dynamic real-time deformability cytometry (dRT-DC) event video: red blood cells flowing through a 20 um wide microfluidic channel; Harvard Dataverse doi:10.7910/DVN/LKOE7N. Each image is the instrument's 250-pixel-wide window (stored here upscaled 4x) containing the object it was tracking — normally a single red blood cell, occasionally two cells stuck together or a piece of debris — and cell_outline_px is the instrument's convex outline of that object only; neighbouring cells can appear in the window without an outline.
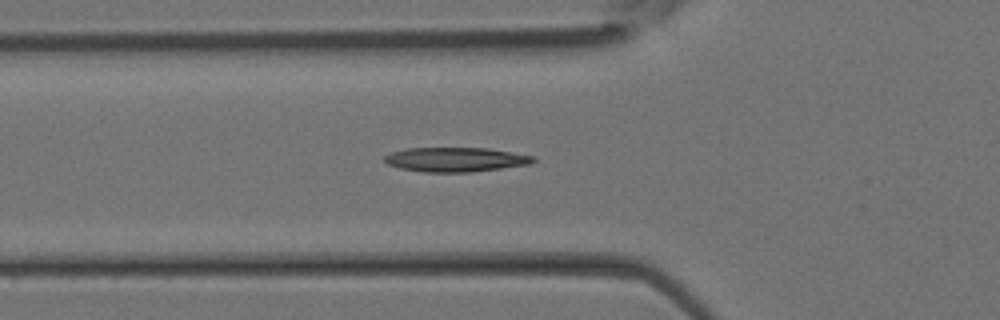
{"species": "Egyptian fruit bat (a non-hibernating species)", "species_latin": "Rousettus aegyptiacus", "temperature_condition": "room temperature", "stored_images_in_passage": 36, "camera_frame_rate_fps": 3000, "um_per_image_px": 0.085, "animal": {"sex": "female"}, "frame": {"image": 1, "passage_image": 12, "time_ms": 3.667, "image_size_px": [1000, 320], "cell_outline_px": [[536, 160], [532, 164], [472, 172], [424, 172], [400, 168], [388, 164], [384, 160], [384, 156], [392, 152], [408, 148], [488, 148], [536, 156]], "centroid_in_image_um": [38.78, 13.56], "position_along_channel_um": 87.0, "area_um2": 21.21}}
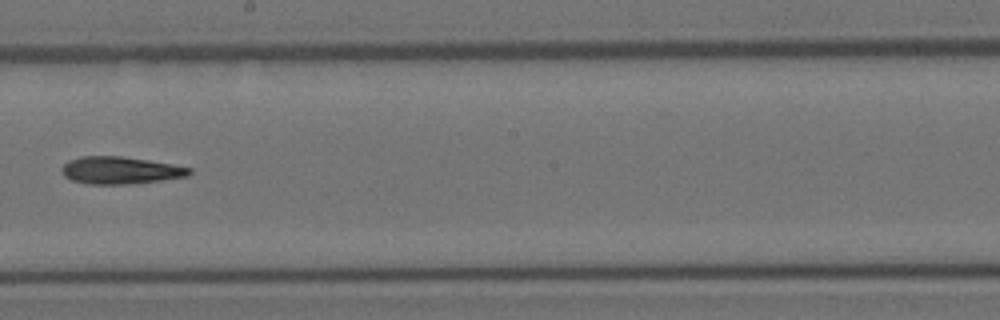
{"frame": {"image": 2, "passage_image": 20, "time_ms": 6.333, "image_size_px": [1000, 320], "cell_outline_px": [[192, 172], [188, 176], [160, 180], [128, 184], [88, 184], [72, 180], [64, 176], [60, 172], [60, 168], [68, 160], [80, 156], [120, 156], [148, 160], [172, 164], [192, 168]], "centroid_in_image_um": [10.19, 14.47], "position_along_channel_um": 238.0, "area_um2": 20.35}}
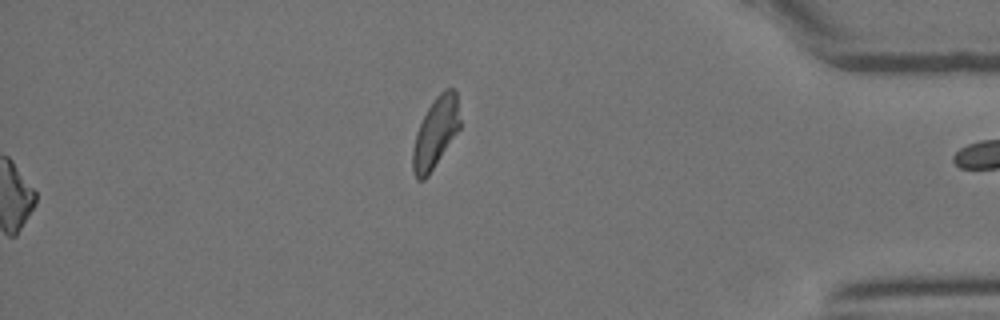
{"frame": {"image": 3, "passage_image": 36, "time_ms": 11.667, "image_size_px": [1000, 320], "cell_outline_px": [[460, 128], [428, 176], [424, 180], [416, 180], [412, 172], [412, 152], [416, 132], [428, 108], [436, 96], [444, 88], [452, 88], [456, 92], [460, 120]], "centroid_in_image_um": [37.01, 11.3], "position_along_channel_um": 398.2, "area_um2": 19.31}}